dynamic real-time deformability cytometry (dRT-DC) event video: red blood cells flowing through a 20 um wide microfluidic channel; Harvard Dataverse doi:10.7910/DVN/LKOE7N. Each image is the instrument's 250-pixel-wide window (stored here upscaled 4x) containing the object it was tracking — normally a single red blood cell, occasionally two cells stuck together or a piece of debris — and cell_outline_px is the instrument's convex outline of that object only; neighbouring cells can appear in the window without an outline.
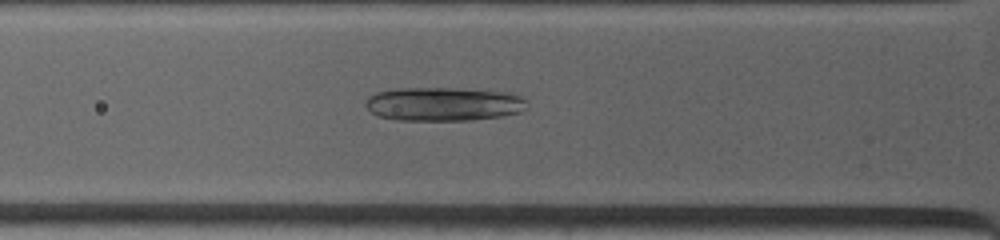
{"species": "common noctule bat (a hibernating species)", "species_latin": "Nyctalus noctula", "temperature_condition": "warm", "stored_images_in_passage": 2, "camera_frame_rate_fps": 4500, "um_per_image_px": 0.085, "animal": {"sex": "female", "body_mass_g": 19.0, "forearm_length_mm": 53.3}, "frame": {"image": 1, "passage_image": 2, "time_ms": 0.444, "image_size_px": [1000, 240], "cell_outline_px": [[528, 108], [520, 112], [504, 116], [472, 120], [396, 120], [380, 116], [372, 112], [364, 104], [368, 96], [376, 92], [396, 88], [452, 88], [512, 92], [528, 100]], "centroid_in_image_um": [37.76, 8.84], "position_along_channel_um": 88.0, "area_um2": 32.14}}